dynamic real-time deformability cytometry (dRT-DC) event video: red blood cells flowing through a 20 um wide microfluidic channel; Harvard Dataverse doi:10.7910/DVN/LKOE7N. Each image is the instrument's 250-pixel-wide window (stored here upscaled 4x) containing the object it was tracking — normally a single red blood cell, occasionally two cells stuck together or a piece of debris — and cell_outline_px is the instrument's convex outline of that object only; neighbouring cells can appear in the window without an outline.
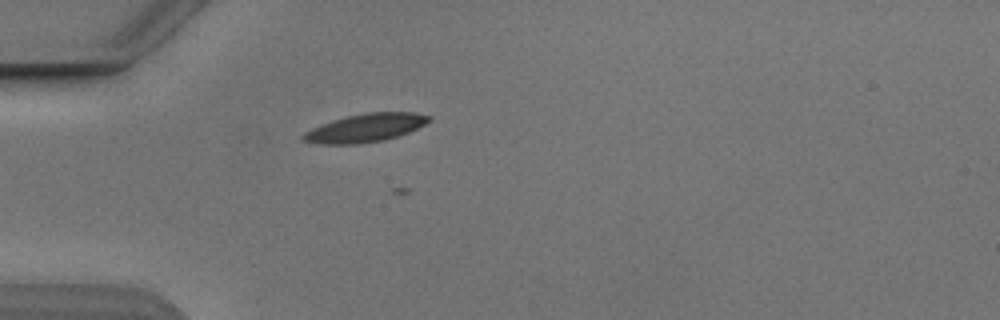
{"species": "Egyptian fruit bat (a non-hibernating species)", "species_latin": "Rousettus aegyptiacus", "temperature_condition": "cold", "stored_images_in_passage": 31, "camera_frame_rate_fps": 3000, "um_per_image_px": 0.085, "animal": {"sex": "male"}, "frame": {"image": 1, "passage_image": 1, "time_ms": 0.0, "image_size_px": [1000, 320], "cell_outline_px": [[432, 120], [408, 132], [384, 140], [360, 144], [320, 144], [300, 140], [300, 136], [304, 132], [312, 128], [332, 120], [364, 112], [412, 112], [432, 116]], "centroid_in_image_um": [31.03, 10.87], "position_along_channel_um": 54.0, "area_um2": 20.75}}
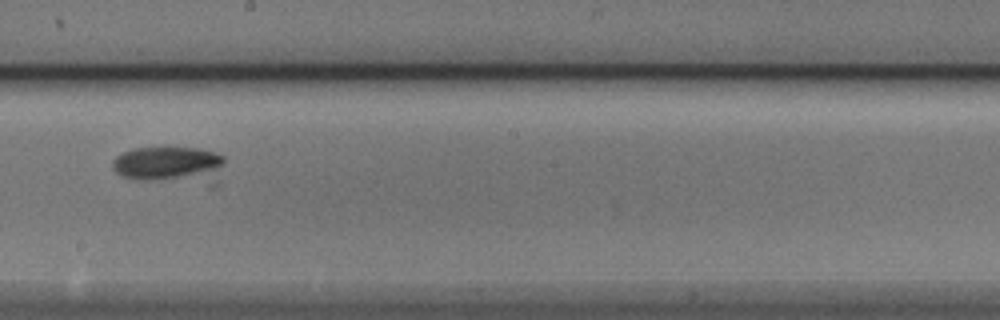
{"frame": {"image": 2, "passage_image": 16, "time_ms": 5.0, "image_size_px": [1000, 320], "cell_outline_px": [[224, 164], [216, 188], [140, 180], [124, 176], [116, 172], [112, 168], [112, 160], [116, 156], [132, 148], [200, 148], [224, 156]], "centroid_in_image_um": [14.55, 14.1], "position_along_channel_um": 233.6, "area_um2": 25.55}}
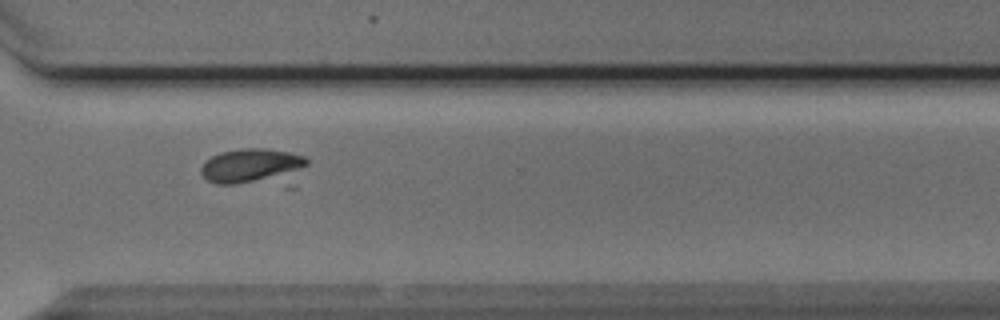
{"frame": {"image": 3, "passage_image": 25, "time_ms": 8.0, "image_size_px": [1000, 320], "cell_outline_px": [[308, 164], [288, 172], [236, 184], [216, 184], [208, 180], [200, 172], [200, 168], [212, 156], [220, 152], [240, 148], [268, 148], [288, 152], [304, 156], [308, 160]], "centroid_in_image_um": [21.23, 14.02], "position_along_channel_um": 349.4, "area_um2": 19.83}}